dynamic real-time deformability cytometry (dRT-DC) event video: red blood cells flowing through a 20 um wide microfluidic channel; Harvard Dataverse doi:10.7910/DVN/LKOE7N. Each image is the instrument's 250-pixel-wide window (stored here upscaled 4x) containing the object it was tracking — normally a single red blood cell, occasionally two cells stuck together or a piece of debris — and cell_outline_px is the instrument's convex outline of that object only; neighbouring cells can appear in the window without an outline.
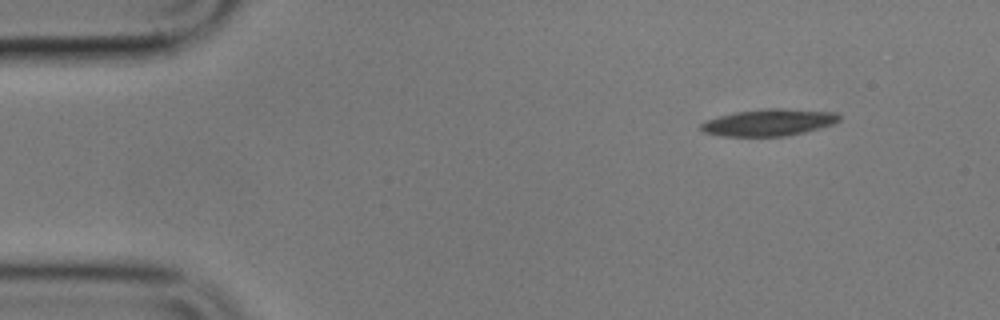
{"species": "common noctule bat (a hibernating species)", "species_latin": "Nyctalus noctula", "temperature_condition": "cold", "stored_images_in_passage": 5, "camera_frame_rate_fps": 3000, "um_per_image_px": 0.085, "animal": {"sex": "male", "body_mass_g": 17.9}, "frame": {"image": 1, "passage_image": 1, "time_ms": 0.0, "image_size_px": [1000, 320], "cell_outline_px": [[840, 120], [836, 124], [804, 132], [784, 136], [724, 136], [704, 132], [700, 128], [700, 124], [708, 120], [720, 116], [736, 112], [768, 108], [780, 108], [836, 112], [840, 116]], "centroid_in_image_um": [65.41, 10.41], "position_along_channel_um": 19.6, "area_um2": 21.5}}
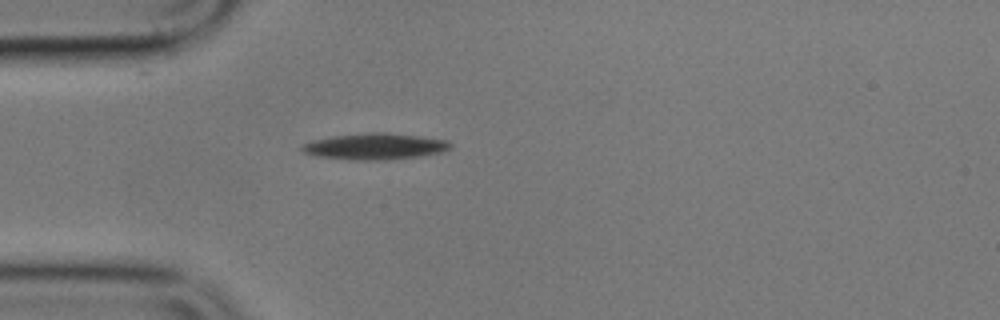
{"frame": {"image": 2, "passage_image": 4, "time_ms": 3.333, "image_size_px": [1000, 320], "cell_outline_px": [[452, 148], [440, 152], [416, 156], [384, 160], [348, 160], [316, 156], [304, 152], [300, 148], [304, 144], [312, 140], [332, 136], [372, 132], [384, 132], [420, 136], [448, 140], [452, 144]], "centroid_in_image_um": [31.86, 12.44], "position_along_channel_um": 53.1, "area_um2": 22.66}}